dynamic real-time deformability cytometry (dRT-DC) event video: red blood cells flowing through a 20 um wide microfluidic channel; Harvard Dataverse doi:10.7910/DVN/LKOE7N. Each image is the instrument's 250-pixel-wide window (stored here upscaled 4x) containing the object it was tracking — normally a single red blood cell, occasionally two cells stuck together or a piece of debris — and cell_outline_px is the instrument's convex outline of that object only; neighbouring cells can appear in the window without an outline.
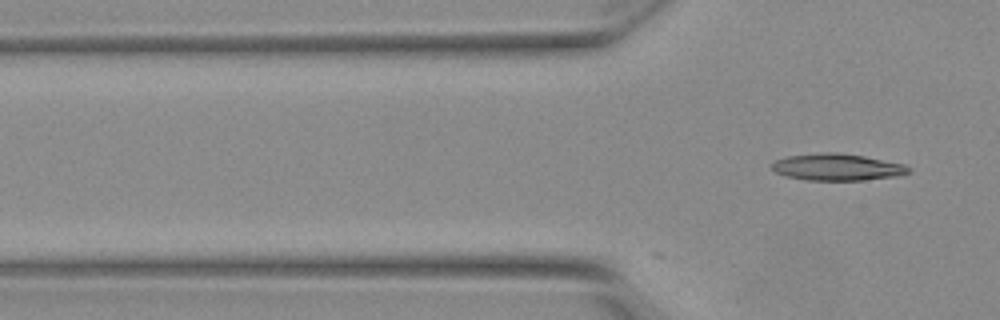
{"species": "Egyptian fruit bat (a non-hibernating species)", "species_latin": "Rousettus aegyptiacus", "temperature_condition": "warm", "stored_images_in_passage": 3, "camera_frame_rate_fps": 3000, "um_per_image_px": 0.085, "animal": {"sex": "female"}, "frame": {"image": 1, "passage_image": 3, "time_ms": 0.667, "image_size_px": [1000, 320], "cell_outline_px": [[912, 172], [896, 176], [864, 180], [808, 180], [788, 176], [776, 172], [768, 164], [776, 160], [788, 156], [828, 152], [840, 152], [864, 156], [904, 164], [912, 168]], "centroid_in_image_um": [71.19, 14.2], "position_along_channel_um": 54.6, "area_um2": 21.33}}